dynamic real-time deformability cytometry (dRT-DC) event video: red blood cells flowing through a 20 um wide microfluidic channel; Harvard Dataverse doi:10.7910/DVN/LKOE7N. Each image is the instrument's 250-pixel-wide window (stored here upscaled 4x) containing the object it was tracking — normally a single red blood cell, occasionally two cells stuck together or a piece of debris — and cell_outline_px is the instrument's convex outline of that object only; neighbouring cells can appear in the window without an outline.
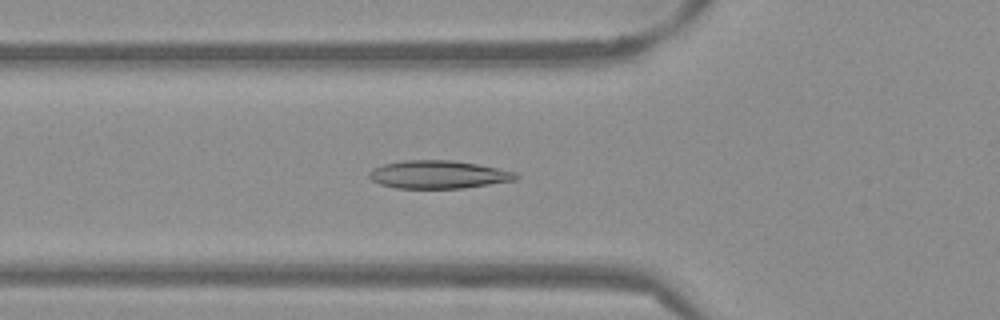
{"species": "Egyptian fruit bat (a non-hibernating species)", "species_latin": "Rousettus aegyptiacus", "temperature_condition": "warm", "stored_images_in_passage": 53, "camera_frame_rate_fps": 3000, "um_per_image_px": 0.085, "frame": {"image": 1, "passage_image": 19, "time_ms": 6.0, "image_size_px": [1000, 320], "cell_outline_px": [[520, 176], [516, 180], [464, 188], [396, 188], [380, 184], [372, 180], [368, 176], [368, 172], [372, 168], [384, 164], [404, 160], [452, 160], [476, 164], [516, 172]], "centroid_in_image_um": [37.24, 14.83], "position_along_channel_um": 88.6, "area_um2": 23.93}}
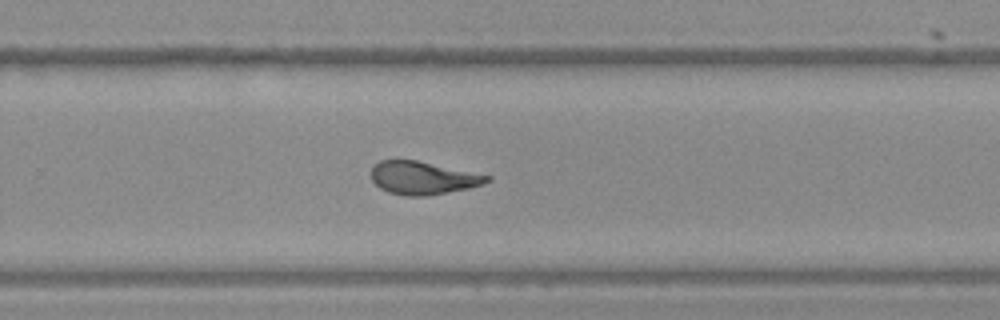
{"frame": {"image": 2, "passage_image": 35, "time_ms": 11.333, "image_size_px": [1000, 320], "cell_outline_px": [[492, 180], [484, 184], [468, 188], [424, 196], [404, 196], [388, 192], [380, 188], [372, 180], [372, 168], [380, 160], [416, 160], [492, 176]], "centroid_in_image_um": [35.96, 15.12], "position_along_channel_um": 293.8, "area_um2": 22.08}}
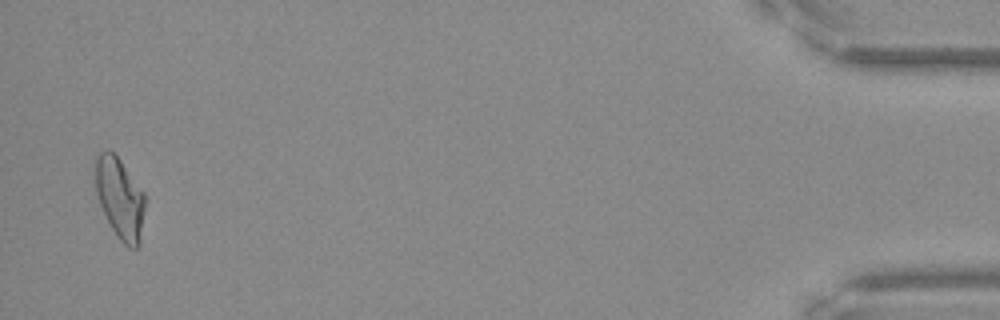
{"frame": {"image": 3, "passage_image": 52, "time_ms": 17.0, "image_size_px": [1000, 320], "cell_outline_px": [[144, 208], [140, 244], [136, 248], [128, 248], [116, 236], [100, 204], [96, 192], [92, 168], [92, 164], [96, 156], [100, 152], [108, 148], [120, 160], [144, 192]], "centroid_in_image_um": [10.14, 16.8], "position_along_channel_um": 425.1, "area_um2": 23.7}, "authors_computed_cell_mechanics": {"area_um2": 22.9466, "velocity_mm_per_s": 3.836, "shape_relaxation_time_tau1_ms": null, "shape_relaxation_time_tau2_ms": 1.6803, "deformation_change_tau1": null, "deformation_change_tau2": 0.0753}}